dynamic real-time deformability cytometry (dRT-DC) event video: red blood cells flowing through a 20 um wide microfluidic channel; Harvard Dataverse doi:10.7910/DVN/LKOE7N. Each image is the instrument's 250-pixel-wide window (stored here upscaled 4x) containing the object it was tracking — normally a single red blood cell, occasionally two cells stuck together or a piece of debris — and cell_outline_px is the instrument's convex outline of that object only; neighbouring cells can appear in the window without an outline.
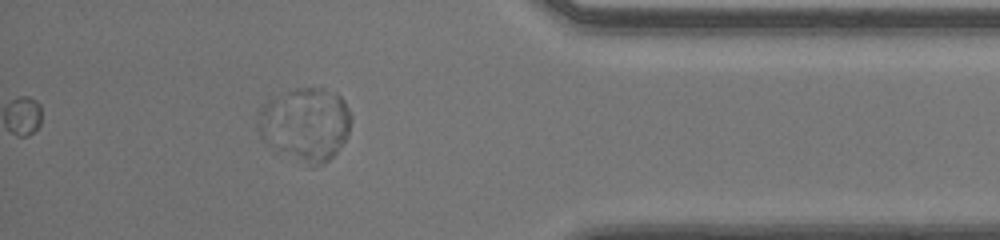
{"species": "human", "species_latin": "Homo sapiens", "temperature_condition": "room temperature", "stored_images_in_passage": 41, "camera_frame_rate_fps": 3000, "um_per_image_px": 0.085, "donor": {"sex": "male"}, "frame": {"image": 1, "passage_image": 41, "time_ms": 13.333, "image_size_px": [1000, 240], "cell_outline_px": [[352, 120], [348, 136], [336, 152], [324, 164], [312, 168], [308, 168], [268, 148], [264, 144], [260, 132], [256, 112], [268, 100], [296, 88], [320, 88], [336, 92], [344, 100], [352, 116]], "centroid_in_image_um": [25.95, 10.62], "position_along_channel_um": 409.3, "area_um2": 40.86}}